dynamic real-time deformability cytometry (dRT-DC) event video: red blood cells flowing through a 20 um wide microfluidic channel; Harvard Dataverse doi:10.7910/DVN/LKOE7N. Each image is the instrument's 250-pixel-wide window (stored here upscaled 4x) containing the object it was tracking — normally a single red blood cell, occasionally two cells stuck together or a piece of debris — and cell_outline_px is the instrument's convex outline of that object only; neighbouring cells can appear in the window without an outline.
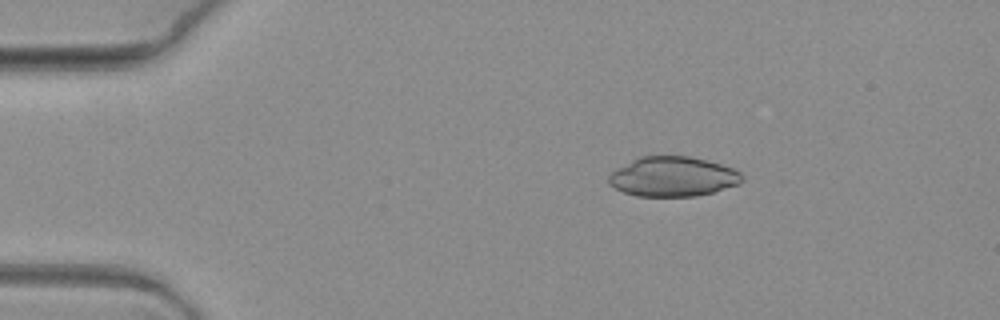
{"species": "common noctule bat (a hibernating species)", "species_latin": "Nyctalus noctula", "temperature_condition": "warm", "stored_images_in_passage": 7, "camera_frame_rate_fps": 3000, "um_per_image_px": 0.085, "animal": {"sex": "female", "body_mass_g": 19.3, "forearm_length_mm": 54.1}, "frame": {"image": 1, "passage_image": 1, "time_ms": 0.0, "image_size_px": [1000, 320], "cell_outline_px": [[744, 180], [740, 184], [712, 192], [696, 196], [636, 196], [624, 192], [608, 184], [608, 176], [612, 172], [632, 160], [640, 156], [688, 156], [720, 164], [732, 168], [740, 172], [744, 176]], "centroid_in_image_um": [57.21, 15.02], "position_along_channel_um": 27.8, "area_um2": 30.75}}